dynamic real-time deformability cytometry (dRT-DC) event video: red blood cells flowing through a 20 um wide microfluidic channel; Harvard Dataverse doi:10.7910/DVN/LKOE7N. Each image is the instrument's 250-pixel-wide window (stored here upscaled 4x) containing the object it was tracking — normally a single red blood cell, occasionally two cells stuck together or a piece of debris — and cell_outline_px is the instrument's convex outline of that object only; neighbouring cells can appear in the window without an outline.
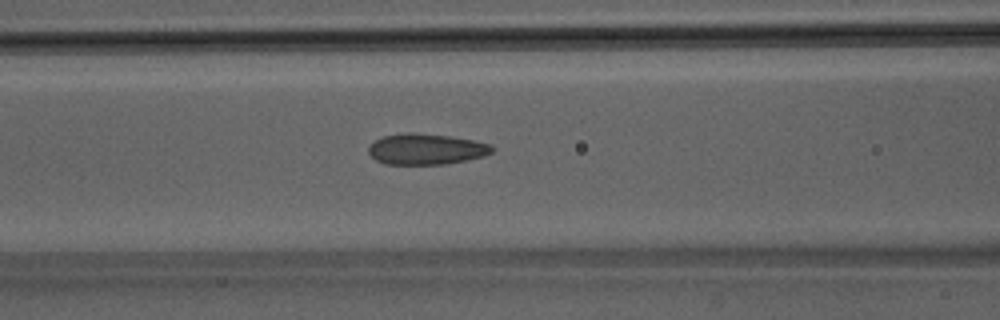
{"species": "Egyptian fruit bat (a non-hibernating species)", "species_latin": "Rousettus aegyptiacus", "temperature_condition": "room temperature", "stored_images_in_passage": 45, "segment_of_instrument_passage": [1, 2], "camera_frame_rate_fps": 3000, "um_per_image_px": 0.085, "animal": {"sex": "male"}, "frame": {"image": 1, "passage_image": 15, "time_ms": 4.667, "image_size_px": [1000, 320], "cell_outline_px": [[492, 152], [484, 156], [468, 160], [444, 164], [384, 164], [376, 160], [368, 152], [368, 148], [376, 140], [384, 136], [408, 132], [448, 136], [472, 140], [492, 144]], "centroid_in_image_um": [36.23, 12.68], "position_along_channel_um": 130.4, "area_um2": 22.02}}
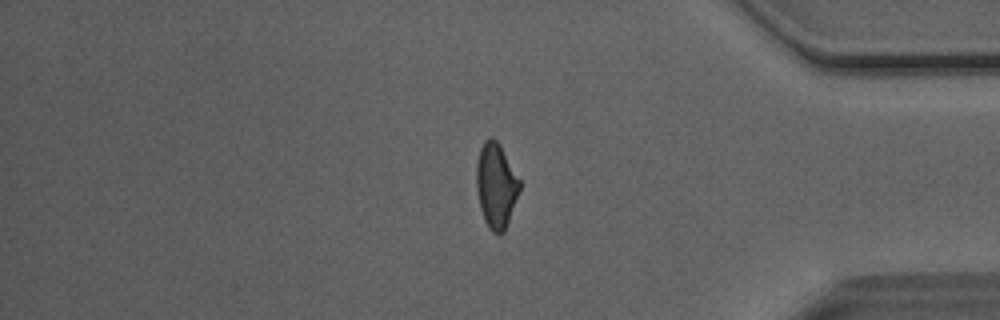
{"frame": {"image": 2, "passage_image": 36, "time_ms": 11.667, "image_size_px": [1000, 320], "cell_outline_px": [[520, 188], [504, 232], [500, 236], [492, 232], [488, 228], [484, 220], [480, 208], [476, 188], [476, 164], [480, 148], [484, 140], [488, 136], [492, 136], [500, 144], [520, 180]], "centroid_in_image_um": [42.14, 15.76], "position_along_channel_um": 393.1, "area_um2": 21.5}}
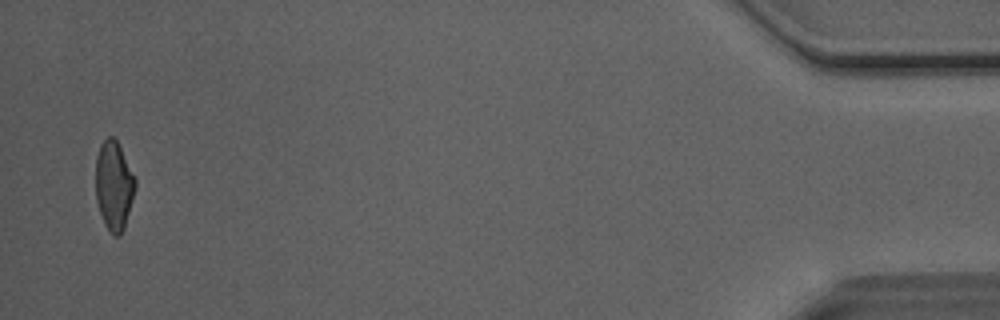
{"frame": {"image": 3, "passage_image": 43, "time_ms": 14.0, "image_size_px": [1000, 320], "cell_outline_px": [[136, 188], [124, 228], [120, 236], [112, 236], [104, 224], [96, 200], [96, 156], [100, 144], [108, 136], [112, 136], [116, 140], [136, 180]], "centroid_in_image_um": [9.67, 15.8], "position_along_channel_um": 425.5, "area_um2": 20.46}}